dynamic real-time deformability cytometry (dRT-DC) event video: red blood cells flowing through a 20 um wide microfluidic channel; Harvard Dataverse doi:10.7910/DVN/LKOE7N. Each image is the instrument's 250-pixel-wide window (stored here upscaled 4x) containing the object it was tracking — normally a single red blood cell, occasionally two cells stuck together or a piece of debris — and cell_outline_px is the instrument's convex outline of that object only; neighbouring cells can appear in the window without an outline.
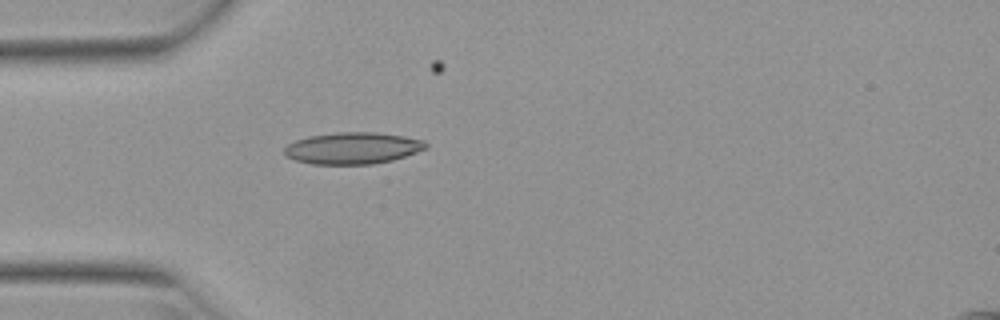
{"species": "Egyptian fruit bat (a non-hibernating species)", "species_latin": "Rousettus aegyptiacus", "temperature_condition": "warm", "stored_images_in_passage": 27, "camera_frame_rate_fps": 3000, "um_per_image_px": 0.085, "animal": {"sex": "female"}, "frame": {"image": 1, "passage_image": 1, "time_ms": 0.0, "image_size_px": [1000, 320], "cell_outline_px": [[428, 148], [392, 160], [372, 164], [312, 164], [296, 160], [284, 156], [284, 148], [288, 144], [296, 140], [308, 136], [336, 132], [376, 132], [404, 136], [424, 140], [428, 144]], "centroid_in_image_um": [29.97, 12.58], "position_along_channel_um": 55.0, "area_um2": 26.18}}
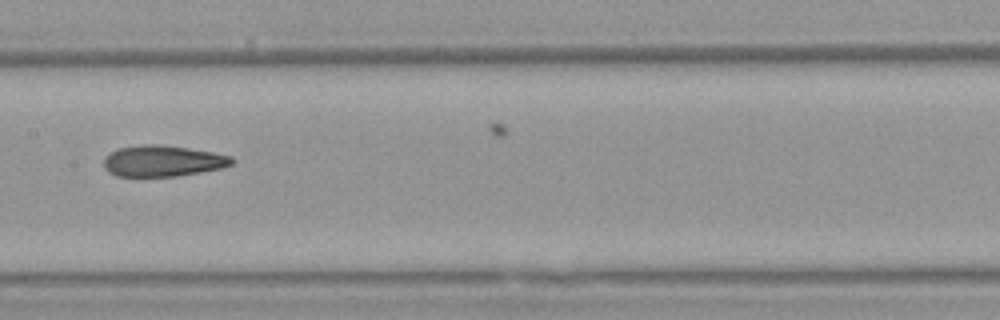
{"frame": {"image": 2, "passage_image": 12, "time_ms": 3.667, "image_size_px": [1000, 320], "cell_outline_px": [[236, 160], [232, 164], [220, 168], [200, 172], [176, 176], [116, 176], [108, 172], [104, 168], [104, 156], [116, 148], [144, 144], [152, 144], [188, 148], [212, 152], [232, 156]], "centroid_in_image_um": [13.8, 13.68], "position_along_channel_um": 193.6, "area_um2": 23.24}}
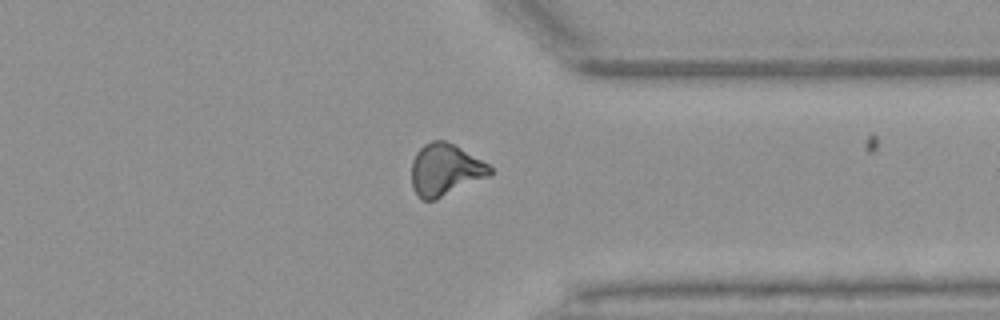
{"frame": {"image": 3, "passage_image": 26, "time_ms": 8.333, "image_size_px": [1000, 320], "cell_outline_px": [[492, 172], [488, 176], [436, 200], [424, 200], [412, 188], [412, 160], [416, 152], [424, 144], [432, 140], [444, 140], [460, 148], [488, 164], [492, 168]], "centroid_in_image_um": [37.81, 14.43], "position_along_channel_um": 373.6, "area_um2": 23.41}}